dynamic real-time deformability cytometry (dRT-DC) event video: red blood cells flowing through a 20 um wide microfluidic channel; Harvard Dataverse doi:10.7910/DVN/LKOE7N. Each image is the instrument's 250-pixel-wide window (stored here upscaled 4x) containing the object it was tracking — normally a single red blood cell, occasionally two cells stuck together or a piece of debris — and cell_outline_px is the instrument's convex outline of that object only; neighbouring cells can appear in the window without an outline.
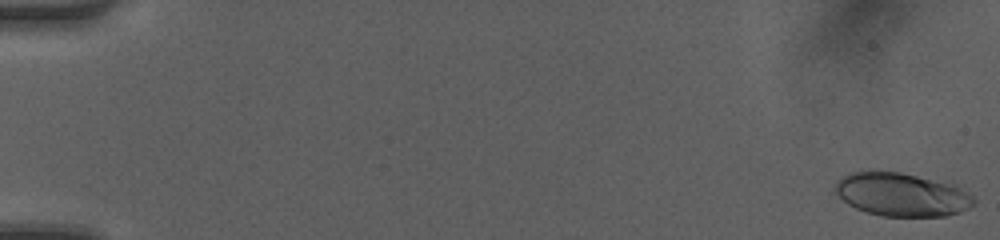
{"species": "human", "species_latin": "Homo sapiens", "temperature_condition": "room temperature", "stored_images_in_passage": 50, "camera_frame_rate_fps": 3000, "um_per_image_px": 0.085, "donor": {"sex": "female"}, "frame": {"image": 1, "passage_image": 1, "time_ms": 0.0, "image_size_px": [1000, 240], "cell_outline_px": [[976, 204], [960, 212], [944, 216], [880, 216], [856, 208], [848, 204], [832, 188], [836, 180], [852, 172], [876, 168], [900, 172], [956, 184], [972, 196], [976, 200]], "centroid_in_image_um": [76.63, 16.5], "position_along_channel_um": 8.4, "area_um2": 35.66}}
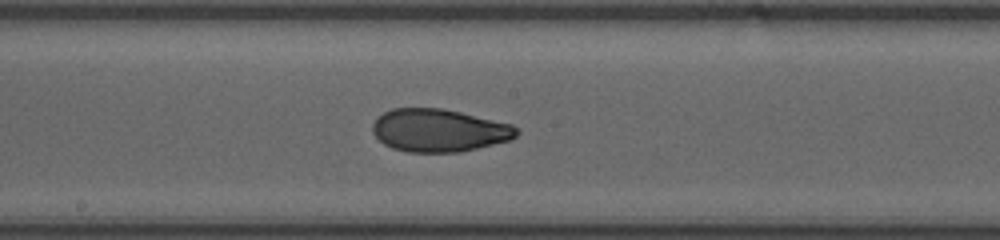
{"frame": {"image": 2, "passage_image": 28, "time_ms": 9.0, "image_size_px": [1000, 240], "cell_outline_px": [[520, 132], [512, 140], [460, 152], [408, 152], [392, 148], [384, 144], [372, 132], [372, 124], [376, 116], [392, 108], [440, 108], [460, 112], [512, 124], [520, 128]], "centroid_in_image_um": [37.32, 11.08], "position_along_channel_um": 210.9, "area_um2": 36.18}}
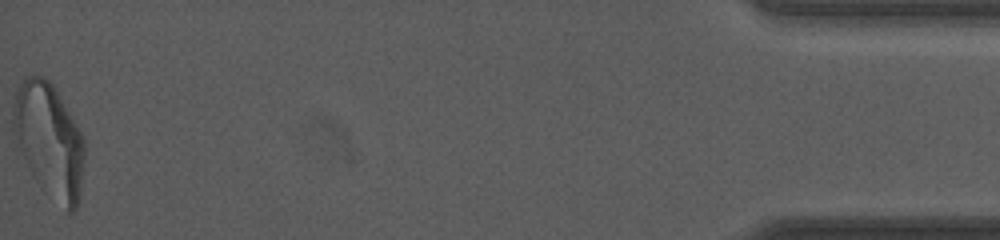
{"frame": {"image": 3, "passage_image": 50, "time_ms": 16.333, "image_size_px": [1000, 240], "cell_outline_px": [[84, 156], [80, 196], [76, 208], [72, 212], [68, 212], [28, 168], [12, 132], [12, 108], [16, 92], [24, 76], [32, 72], [44, 76], [56, 88], [84, 136]], "centroid_in_image_um": [4.17, 11.8], "position_along_channel_um": 431.0, "area_um2": 47.16}, "authors_computed_cell_mechanics": {"area_um2": 36.0672, "velocity_mm_per_s": 4.2133, "shape_relaxation_time_tau1_ms": 4.7237, "shape_relaxation_time_tau2_ms": 1.2012, "deformation_change_tau1": 0.1771, "deformation_change_tau2": 0.0707}}